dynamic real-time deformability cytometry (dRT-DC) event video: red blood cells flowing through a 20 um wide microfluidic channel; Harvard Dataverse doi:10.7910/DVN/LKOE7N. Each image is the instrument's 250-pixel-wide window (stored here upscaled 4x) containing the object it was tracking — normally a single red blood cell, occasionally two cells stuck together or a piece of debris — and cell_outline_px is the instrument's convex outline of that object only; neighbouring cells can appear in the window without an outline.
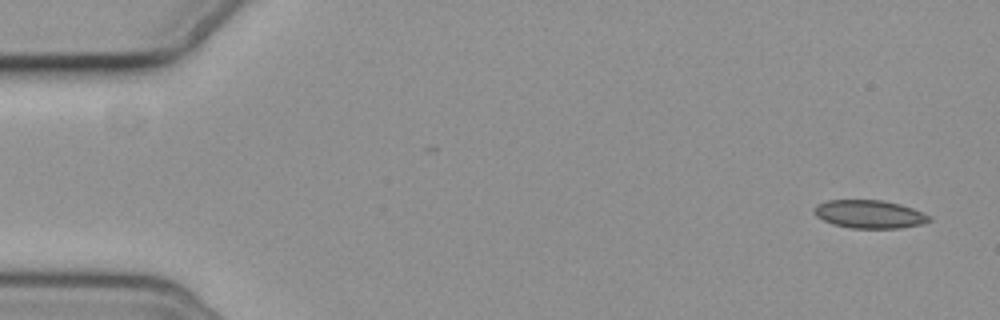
{"species": "common noctule bat (a hibernating species)", "species_latin": "Nyctalus noctula", "temperature_condition": "cold", "stored_images_in_passage": 6, "camera_frame_rate_fps": 3000, "um_per_image_px": 0.085, "animal": {"sex": "female", "body_mass_g": 19.3, "forearm_length_mm": 54.1}, "frame": {"image": 1, "passage_image": 1, "time_ms": 0.0, "image_size_px": [1000, 320], "cell_outline_px": [[932, 220], [920, 224], [900, 228], [852, 228], [832, 224], [816, 216], [816, 204], [828, 200], [884, 200], [900, 204], [912, 208], [932, 216]], "centroid_in_image_um": [73.93, 18.2], "position_along_channel_um": 11.1, "area_um2": 18.79}}
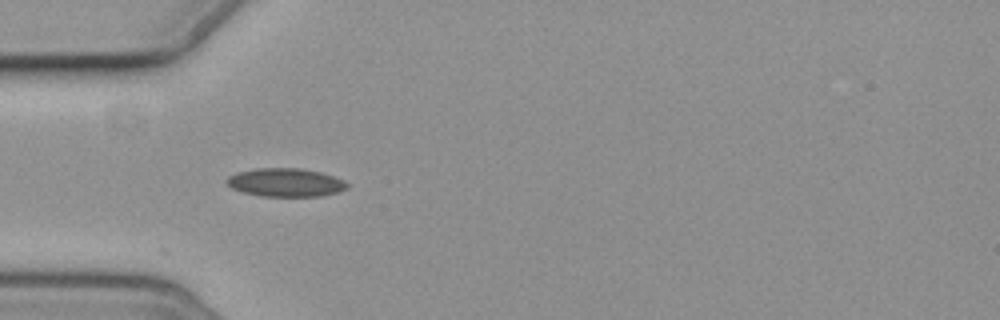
{"frame": {"image": 2, "passage_image": 5, "time_ms": 5.0, "image_size_px": [1000, 320], "cell_outline_px": [[348, 188], [324, 196], [260, 196], [240, 192], [232, 188], [224, 180], [228, 176], [236, 172], [256, 168], [300, 168], [320, 172], [344, 180], [348, 184]], "centroid_in_image_um": [24.23, 15.51], "position_along_channel_um": 60.8, "area_um2": 20.06}}
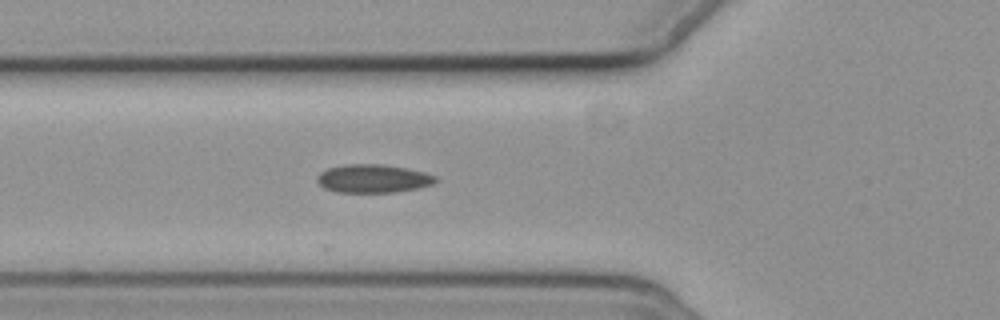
{"frame": {"image": 3, "passage_image": 6, "time_ms": 6.0, "image_size_px": [1000, 320], "cell_outline_px": [[440, 180], [432, 184], [420, 188], [392, 192], [336, 192], [324, 188], [316, 180], [316, 176], [320, 172], [328, 168], [344, 164], [380, 164], [404, 168], [424, 172], [436, 176]], "centroid_in_image_um": [31.7, 15.18], "position_along_channel_um": 94.1, "area_um2": 19.59}}